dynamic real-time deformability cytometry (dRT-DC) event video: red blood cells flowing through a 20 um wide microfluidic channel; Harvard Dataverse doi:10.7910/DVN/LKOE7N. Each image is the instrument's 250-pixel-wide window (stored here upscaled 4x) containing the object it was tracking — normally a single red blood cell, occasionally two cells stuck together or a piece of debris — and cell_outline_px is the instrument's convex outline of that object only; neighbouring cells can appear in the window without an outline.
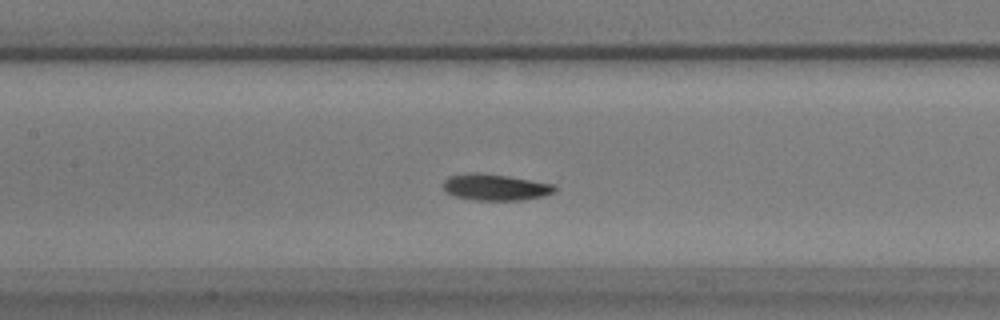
{"species": "common noctule bat (a hibernating species)", "species_latin": "Nyctalus noctula", "temperature_condition": "warm", "stored_images_in_passage": 54, "camera_frame_rate_fps": 3000, "um_per_image_px": 0.085, "animal": {"sex": "male", "body_mass_g": 17.9}, "frame": {"image": 1, "passage_image": 22, "time_ms": 7.0, "image_size_px": [1000, 320], "cell_outline_px": [[556, 192], [544, 196], [520, 200], [472, 200], [452, 196], [444, 188], [444, 180], [448, 176], [476, 172], [508, 176], [532, 180], [552, 184], [556, 188]], "centroid_in_image_um": [42.1, 15.92], "position_along_channel_um": 165.3, "area_um2": 17.11}}
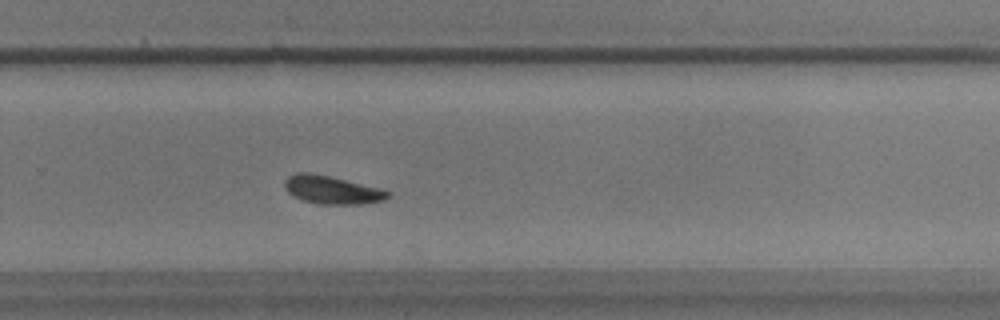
{"frame": {"image": 2, "passage_image": 34, "time_ms": 11.0, "image_size_px": [1000, 320], "cell_outline_px": [[392, 196], [384, 200], [360, 204], [316, 204], [292, 196], [284, 188], [284, 180], [288, 176], [296, 172], [308, 172], [328, 176], [380, 188], [392, 192]], "centroid_in_image_um": [28.21, 16.14], "position_along_channel_um": 301.6, "area_um2": 16.99}}
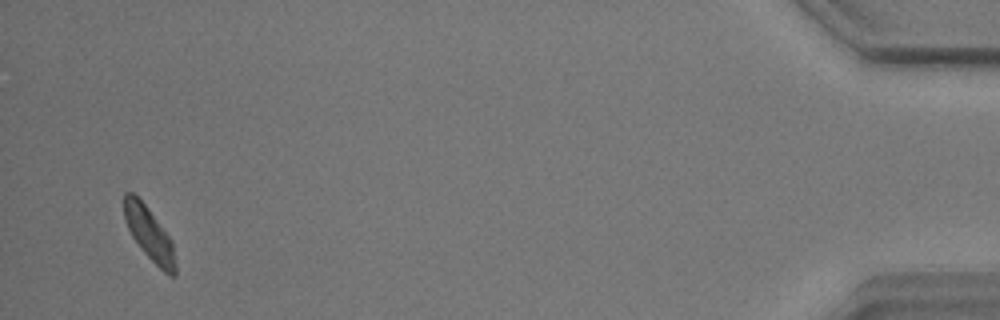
{"frame": {"image": 3, "passage_image": 52, "time_ms": 17.0, "image_size_px": [1000, 320], "cell_outline_px": [[176, 276], [172, 276], [164, 272], [140, 248], [132, 236], [124, 220], [124, 192], [132, 192], [148, 208], [172, 240], [176, 264]], "centroid_in_image_um": [12.69, 19.88], "position_along_channel_um": 422.5, "area_um2": 15.72}, "authors_computed_cell_mechanics": {"area_um2": 16.9065, "velocity_mm_per_s": 3.4206, "shape_relaxation_time_tau1_ms": 2.9684, "shape_relaxation_time_tau2_ms": 6.5128, "deformation_change_tau1": 0.1503, "deformation_change_tau2": 0.1304}}